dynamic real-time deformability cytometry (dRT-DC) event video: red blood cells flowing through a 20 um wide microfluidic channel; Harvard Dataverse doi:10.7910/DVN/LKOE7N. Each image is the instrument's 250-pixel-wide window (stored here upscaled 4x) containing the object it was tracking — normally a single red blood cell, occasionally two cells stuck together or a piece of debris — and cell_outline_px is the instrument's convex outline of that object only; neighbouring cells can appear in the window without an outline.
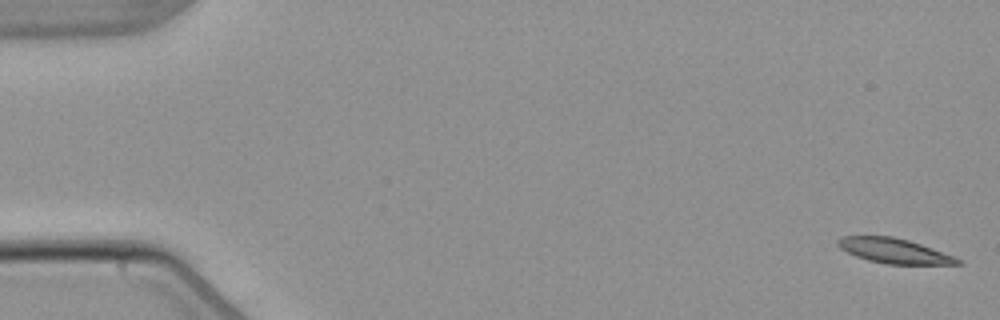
{"species": "common noctule bat (a hibernating species)", "species_latin": "Nyctalus noctula", "temperature_condition": "warm", "stored_images_in_passage": 6, "segment_of_instrument_passage": [1, 2], "camera_frame_rate_fps": 3000, "um_per_image_px": 0.085, "animal": {"sex": "male", "body_mass_g": 21.5, "forearm_length_mm": 52.0}, "frame": {"image": 1, "passage_image": 1, "time_ms": 0.0, "image_size_px": [1000, 320], "cell_outline_px": [[964, 264], [888, 264], [868, 260], [856, 256], [840, 248], [836, 244], [836, 240], [844, 236], [892, 236], [908, 240], [956, 256]], "centroid_in_image_um": [76.01, 21.32], "position_along_channel_um": 9.0, "area_um2": 17.28}}
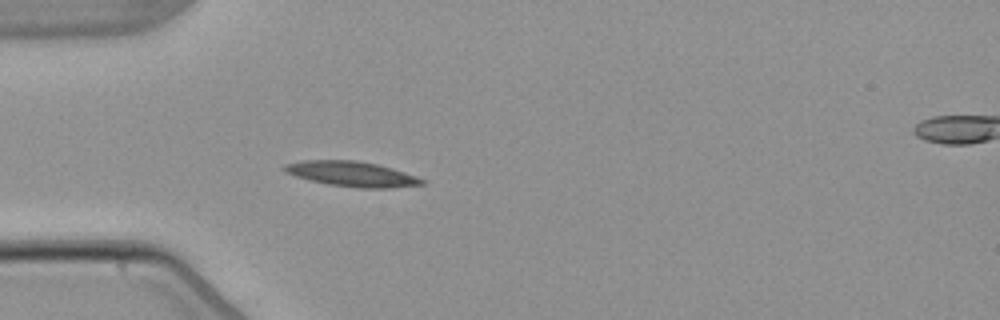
{"frame": {"image": 2, "passage_image": 5, "time_ms": 5.0, "image_size_px": [1000, 320], "cell_outline_px": [[424, 184], [392, 188], [356, 188], [328, 184], [296, 176], [284, 172], [280, 168], [284, 164], [304, 160], [356, 160], [376, 164], [392, 168], [424, 180]], "centroid_in_image_um": [29.84, 14.78], "position_along_channel_um": 55.2, "area_um2": 20.0}}